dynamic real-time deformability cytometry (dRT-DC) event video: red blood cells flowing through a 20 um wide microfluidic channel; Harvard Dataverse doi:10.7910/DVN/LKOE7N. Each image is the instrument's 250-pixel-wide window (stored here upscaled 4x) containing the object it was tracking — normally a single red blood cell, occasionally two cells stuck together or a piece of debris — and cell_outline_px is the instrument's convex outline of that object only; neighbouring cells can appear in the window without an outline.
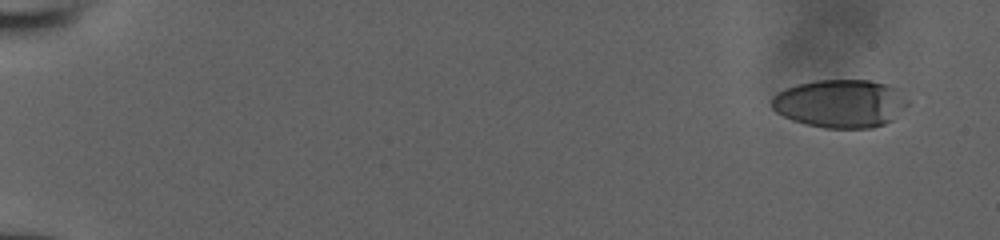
{"species": "human", "species_latin": "Homo sapiens", "temperature_condition": "room temperature", "stored_images_in_passage": 19, "camera_frame_rate_fps": 3000, "um_per_image_px": 0.085, "donor": {"sex": "male"}, "frame": {"image": 1, "passage_image": 1, "time_ms": 0.0, "image_size_px": [1000, 240], "cell_outline_px": [[912, 100], [892, 120], [884, 124], [872, 128], [824, 128], [792, 120], [776, 112], [772, 108], [772, 96], [776, 92], [784, 88], [796, 84], [816, 80], [868, 80], [884, 84], [896, 88]], "centroid_in_image_um": [71.43, 8.79], "position_along_channel_um": 13.6, "area_um2": 38.44}}
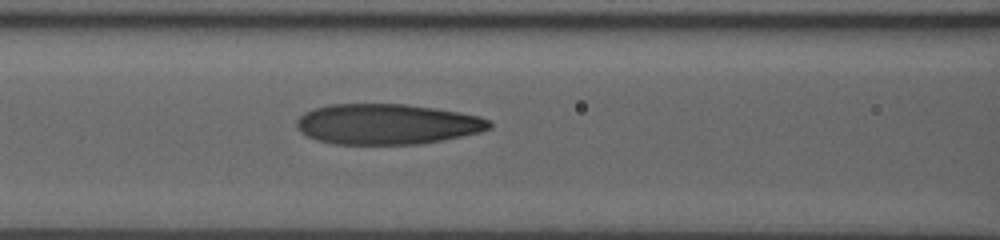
{"frame": {"image": 2, "passage_image": 14, "time_ms": 4.333, "image_size_px": [1000, 240], "cell_outline_px": [[492, 128], [480, 132], [440, 140], [416, 144], [336, 144], [316, 140], [300, 132], [296, 128], [296, 120], [304, 112], [312, 108], [328, 104], [408, 104], [436, 108], [460, 112], [480, 116], [488, 120], [492, 124]], "centroid_in_image_um": [32.86, 10.54], "position_along_channel_um": 133.7, "area_um2": 45.66}}
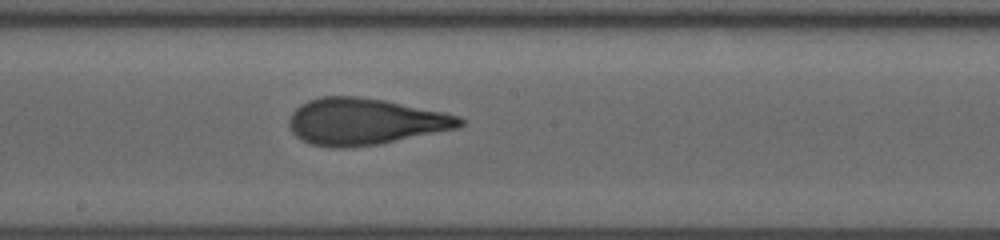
{"frame": {"image": 3, "passage_image": 19, "time_ms": 6.0, "image_size_px": [1000, 240], "cell_outline_px": [[464, 124], [460, 128], [380, 144], [344, 148], [332, 148], [308, 144], [300, 140], [292, 132], [288, 124], [288, 120], [292, 112], [300, 104], [308, 100], [320, 96], [356, 96], [384, 100], [444, 112], [460, 116], [464, 120]], "centroid_in_image_um": [31.0, 10.34], "position_along_channel_um": 217.2, "area_um2": 46.82}}